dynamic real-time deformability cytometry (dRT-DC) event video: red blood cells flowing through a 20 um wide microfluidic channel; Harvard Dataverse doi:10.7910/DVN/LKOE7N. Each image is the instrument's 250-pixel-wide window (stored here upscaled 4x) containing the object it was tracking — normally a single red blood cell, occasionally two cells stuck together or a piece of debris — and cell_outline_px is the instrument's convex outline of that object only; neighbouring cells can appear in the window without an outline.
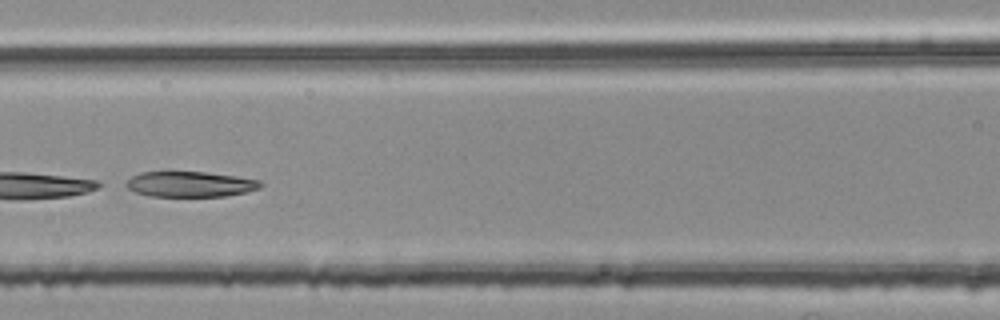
{"species": "common noctule bat (a hibernating species)", "species_latin": "Nyctalus noctula", "temperature_condition": "room temperature", "stored_images_in_passage": 7, "camera_frame_rate_fps": 3000, "um_per_image_px": 0.085, "animal": {"sex": "female", "body_mass_g": 25.1}, "frame": {"image": 1, "passage_image": 6, "time_ms": 1.667, "image_size_px": [1000, 320], "cell_outline_px": [[264, 184], [260, 188], [248, 192], [224, 196], [148, 196], [136, 192], [120, 184], [132, 176], [140, 172], [164, 168], [168, 168], [204, 172], [236, 176], [260, 180]], "centroid_in_image_um": [16.06, 15.6], "position_along_channel_um": 150.5, "area_um2": 21.1}}
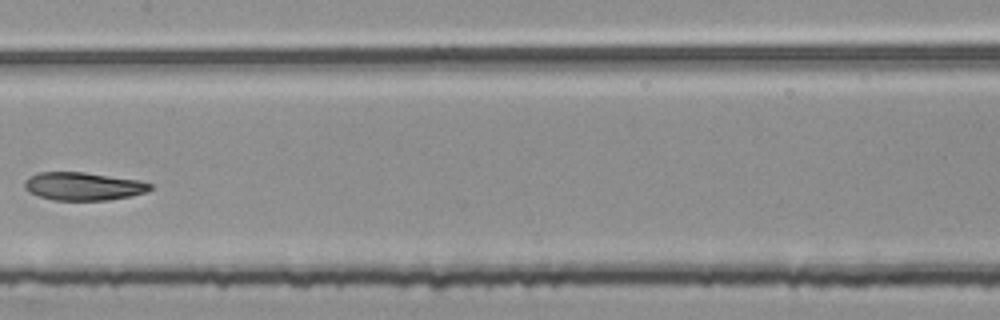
{"frame": {"image": 2, "passage_image": 7, "time_ms": 2.0, "image_size_px": [1000, 320], "cell_outline_px": [[152, 188], [144, 192], [132, 196], [108, 200], [52, 200], [28, 192], [24, 188], [24, 180], [36, 172], [84, 172], [140, 180], [152, 184]], "centroid_in_image_um": [7.05, 15.83], "position_along_channel_um": 200.3, "area_um2": 20.63}}